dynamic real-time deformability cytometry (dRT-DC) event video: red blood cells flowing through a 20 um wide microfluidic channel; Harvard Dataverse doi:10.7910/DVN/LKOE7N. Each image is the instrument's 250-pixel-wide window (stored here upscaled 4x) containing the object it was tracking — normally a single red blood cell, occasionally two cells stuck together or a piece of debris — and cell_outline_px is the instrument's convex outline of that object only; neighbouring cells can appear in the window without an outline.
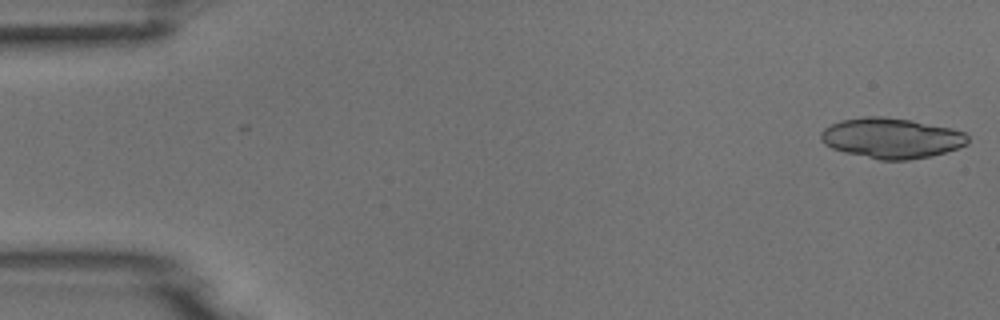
{"species": "common noctule bat (a hibernating species)", "species_latin": "Nyctalus noctula", "temperature_condition": "room temperature", "stored_images_in_passage": 50, "camera_frame_rate_fps": 3000, "um_per_image_px": 0.085, "animal": {"sex": "male", "body_mass_g": 18.8}, "frame": {"image": 1, "passage_image": 1, "time_ms": 0.0, "image_size_px": [1000, 320], "cell_outline_px": [[968, 144], [932, 156], [908, 160], [880, 160], [844, 152], [832, 148], [824, 144], [820, 140], [820, 132], [824, 128], [840, 120], [864, 116], [884, 116], [912, 120], [952, 128], [964, 132], [968, 136]], "centroid_in_image_um": [75.75, 11.73], "position_along_channel_um": 9.2, "area_um2": 34.74}}
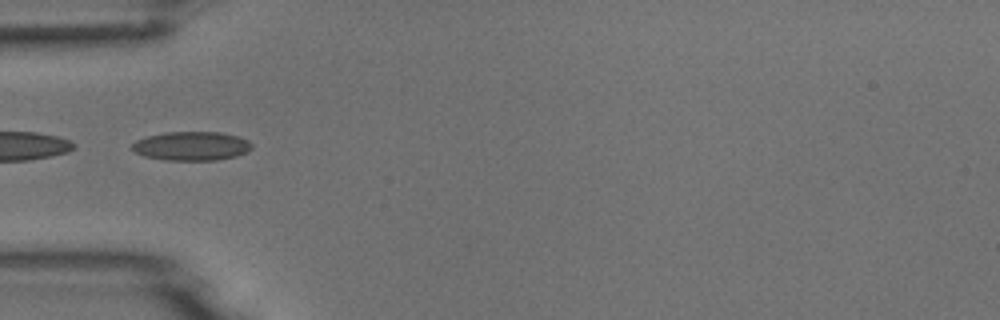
{"frame": {"image": 2, "passage_image": 16, "time_ms": 5.0, "image_size_px": [1000, 320], "cell_outline_px": [[252, 148], [248, 152], [236, 156], [216, 160], [164, 160], [144, 156], [136, 152], [132, 148], [132, 144], [136, 140], [148, 136], [164, 132], [220, 132], [236, 136], [248, 140], [252, 144]], "centroid_in_image_um": [16.29, 12.41], "position_along_channel_um": 68.7, "area_um2": 20.17}}